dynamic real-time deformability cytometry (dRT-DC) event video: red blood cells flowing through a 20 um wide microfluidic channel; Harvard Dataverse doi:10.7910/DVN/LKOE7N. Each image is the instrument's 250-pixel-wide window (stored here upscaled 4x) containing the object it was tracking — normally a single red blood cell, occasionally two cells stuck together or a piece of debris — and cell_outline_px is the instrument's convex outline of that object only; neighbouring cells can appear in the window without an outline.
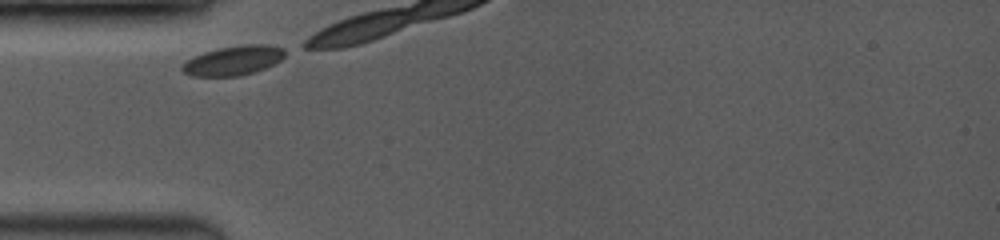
{"species": "common noctule bat (a hibernating species)", "species_latin": "Nyctalus noctula", "temperature_condition": "room temperature", "stored_images_in_passage": 7, "camera_frame_rate_fps": 3500, "um_per_image_px": 0.085, "animal": {"sex": "female", "body_mass_g": 19.0, "forearm_length_mm": 53.3}, "frame": {"image": 1, "passage_image": 1, "time_ms": 0.0, "image_size_px": [1000, 240], "cell_outline_px": [[284, 56], [280, 60], [264, 68], [240, 76], [192, 76], [184, 72], [180, 68], [180, 64], [192, 56], [216, 48], [240, 44], [268, 44], [284, 48]], "centroid_in_image_um": [19.78, 5.12], "position_along_channel_um": 65.2, "area_um2": 17.8}}